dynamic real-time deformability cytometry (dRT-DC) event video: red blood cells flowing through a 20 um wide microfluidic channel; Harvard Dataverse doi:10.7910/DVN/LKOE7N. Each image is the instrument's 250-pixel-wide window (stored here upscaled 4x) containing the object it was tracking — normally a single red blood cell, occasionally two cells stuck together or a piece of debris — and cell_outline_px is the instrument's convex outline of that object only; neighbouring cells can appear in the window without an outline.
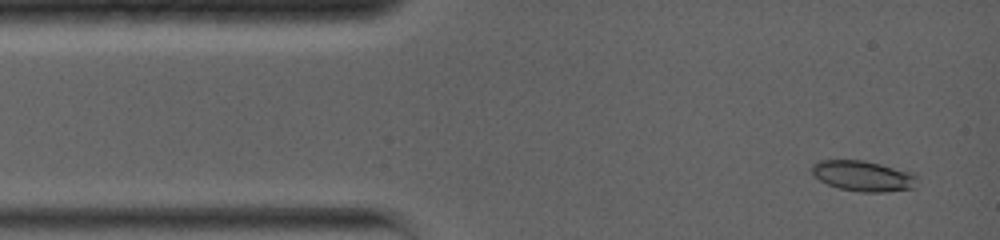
{"species": "common noctule bat (a hibernating species)", "species_latin": "Nyctalus noctula", "temperature_condition": "warm", "stored_images_in_passage": 25, "camera_frame_rate_fps": 5000, "um_per_image_px": 0.085, "animal": {"sex": "female", "body_mass_g": 19.0, "forearm_length_mm": 56.7}, "frame": {"image": 1, "passage_image": 1, "time_ms": 0.0, "image_size_px": [1000, 240], "cell_outline_px": [[916, 188], [884, 192], [860, 192], [840, 188], [828, 184], [820, 180], [812, 172], [812, 164], [820, 160], [864, 160], [912, 172], [916, 176]], "centroid_in_image_um": [73.39, 14.96], "position_along_channel_um": 11.6, "area_um2": 18.67}}
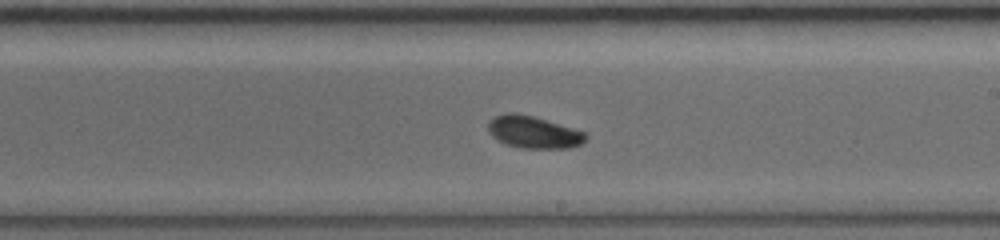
{"frame": {"image": 2, "passage_image": 15, "time_ms": 7.4, "image_size_px": [1000, 240], "cell_outline_px": [[588, 136], [580, 144], [568, 148], [520, 148], [504, 144], [496, 140], [488, 132], [488, 124], [496, 116], [504, 112], [516, 112], [532, 116], [588, 132]], "centroid_in_image_um": [45.34, 11.23], "position_along_channel_um": 243.7, "area_um2": 18.44}}
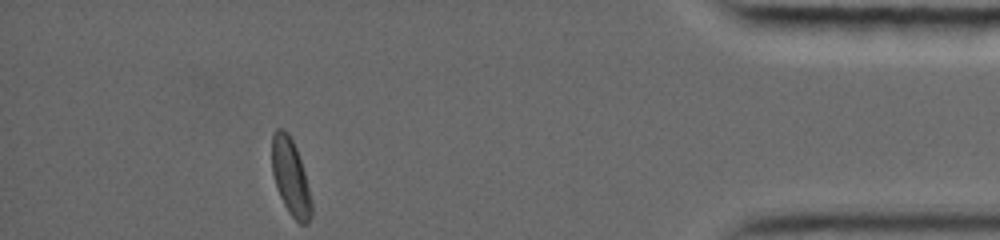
{"frame": {"image": 3, "passage_image": 25, "time_ms": 13.0, "image_size_px": [1000, 240], "cell_outline_px": [[312, 216], [308, 224], [300, 224], [288, 212], [276, 188], [272, 172], [272, 132], [276, 128], [280, 128], [288, 132], [296, 148], [304, 172], [312, 204]], "centroid_in_image_um": [24.69, 15.06], "position_along_channel_um": 410.5, "area_um2": 17.57}, "authors_computed_cell_mechanics": {"area_um2": 18.0914, "velocity_mm_per_s": 3.9432, "shape_relaxation_time_tau1_ms": 2.6738, "shape_relaxation_time_tau2_ms": null, "deformation_change_tau1": 0.0798, "deformation_change_tau2": null}}